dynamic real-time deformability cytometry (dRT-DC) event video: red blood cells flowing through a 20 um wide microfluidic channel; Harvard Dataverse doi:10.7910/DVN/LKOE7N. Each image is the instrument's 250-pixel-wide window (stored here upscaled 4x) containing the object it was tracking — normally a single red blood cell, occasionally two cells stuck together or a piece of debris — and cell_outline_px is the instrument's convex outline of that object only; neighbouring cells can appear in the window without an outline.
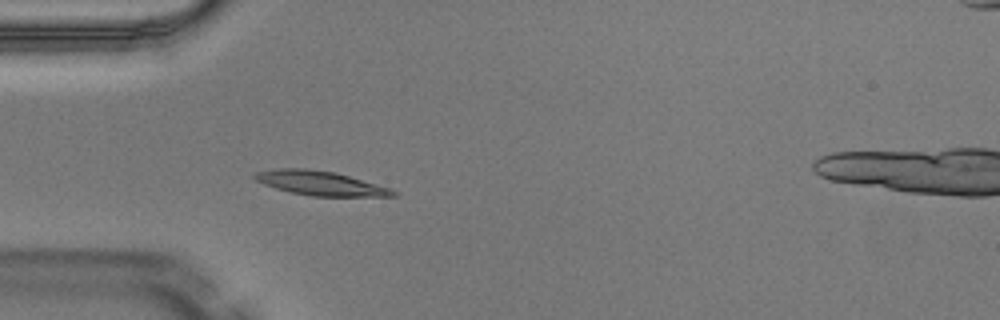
{"species": "Egyptian fruit bat (a non-hibernating species)", "species_latin": "Rousettus aegyptiacus", "temperature_condition": "warm", "stored_images_in_passage": 5, "camera_frame_rate_fps": 3000, "um_per_image_px": 0.085, "animal": {"sex": "male"}, "frame": {"image": 1, "passage_image": 4, "time_ms": 1.0, "image_size_px": [1000, 320], "cell_outline_px": [[396, 196], [312, 196], [292, 192], [276, 188], [264, 184], [256, 180], [252, 176], [256, 172], [280, 168], [308, 168], [336, 172], [392, 188], [396, 192]], "centroid_in_image_um": [27.25, 15.56], "position_along_channel_um": 57.7, "area_um2": 19.54}}